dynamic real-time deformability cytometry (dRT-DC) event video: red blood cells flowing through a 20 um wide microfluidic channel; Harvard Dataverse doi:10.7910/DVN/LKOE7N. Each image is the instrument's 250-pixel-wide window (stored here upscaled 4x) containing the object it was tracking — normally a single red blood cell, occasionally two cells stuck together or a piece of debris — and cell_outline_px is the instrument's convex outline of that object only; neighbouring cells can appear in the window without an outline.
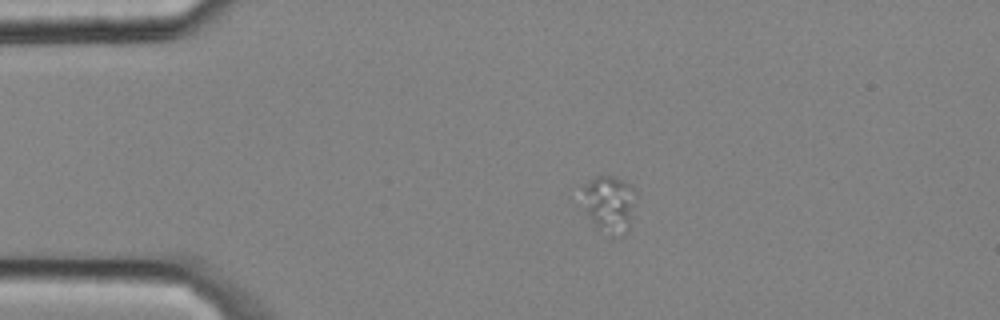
{"species": "common noctule bat (a hibernating species)", "species_latin": "Nyctalus noctula", "temperature_condition": "cold", "stored_images_in_passage": 5, "camera_frame_rate_fps": 3000, "um_per_image_px": 0.085, "animal": {"sex": "male", "body_mass_g": 20.4}, "frame": {"image": 1, "passage_image": 4, "time_ms": 1.0, "image_size_px": [1000, 320], "cell_outline_px": [[636, 192], [628, 228], [596, 228], [588, 212], [584, 192], [584, 188], [596, 176], [612, 176], [632, 184]], "centroid_in_image_um": [51.83, 17.16], "position_along_channel_um": 33.2, "area_um2": 15.84}}